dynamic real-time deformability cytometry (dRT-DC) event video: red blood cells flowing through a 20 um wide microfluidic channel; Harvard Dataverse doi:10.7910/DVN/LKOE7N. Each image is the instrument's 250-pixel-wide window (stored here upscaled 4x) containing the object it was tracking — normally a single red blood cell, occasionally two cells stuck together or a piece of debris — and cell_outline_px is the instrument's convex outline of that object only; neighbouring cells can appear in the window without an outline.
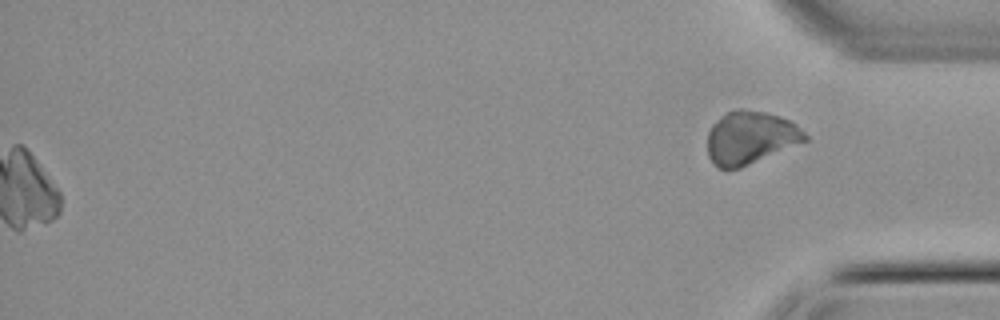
{"species": "common noctule bat (a hibernating species)", "species_latin": "Nyctalus noctula", "temperature_condition": "cold", "stored_images_in_passage": 45, "camera_frame_rate_fps": 3000, "um_per_image_px": 0.085, "animal": {"sex": "male", "body_mass_g": 21.5, "forearm_length_mm": 52.0}, "frame": {"image": 1, "passage_image": 45, "time_ms": 14.667, "image_size_px": [1000, 320], "cell_outline_px": [[808, 140], [740, 168], [716, 168], [712, 164], [708, 156], [708, 132], [712, 124], [716, 120], [728, 112], [736, 108], [744, 108], [768, 112], [780, 116], [796, 124], [808, 136]], "centroid_in_image_um": [63.76, 11.69], "position_along_channel_um": 371.4, "area_um2": 30.23}}